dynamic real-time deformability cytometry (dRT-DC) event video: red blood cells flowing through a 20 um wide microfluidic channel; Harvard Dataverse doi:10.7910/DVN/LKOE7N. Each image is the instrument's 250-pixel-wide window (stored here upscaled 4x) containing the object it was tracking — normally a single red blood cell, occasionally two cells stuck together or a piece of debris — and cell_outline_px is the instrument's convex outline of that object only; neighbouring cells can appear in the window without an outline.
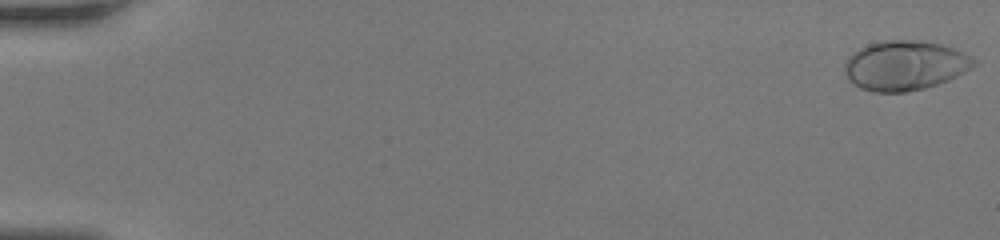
{"species": "human", "species_latin": "Homo sapiens", "temperature_condition": "room temperature", "stored_images_in_passage": 48, "camera_frame_rate_fps": 3000, "um_per_image_px": 0.085, "donor": {"sex": "female"}, "frame": {"image": 1, "passage_image": 1, "time_ms": 0.0, "image_size_px": [1000, 240], "cell_outline_px": [[980, 64], [948, 80], [924, 88], [904, 92], [872, 92], [860, 88], [848, 80], [844, 72], [844, 64], [848, 56], [852, 52], [868, 44], [884, 40], [920, 40], [940, 44], [964, 52], [980, 60]], "centroid_in_image_um": [76.93, 5.56], "position_along_channel_um": 8.1, "area_um2": 37.8}}
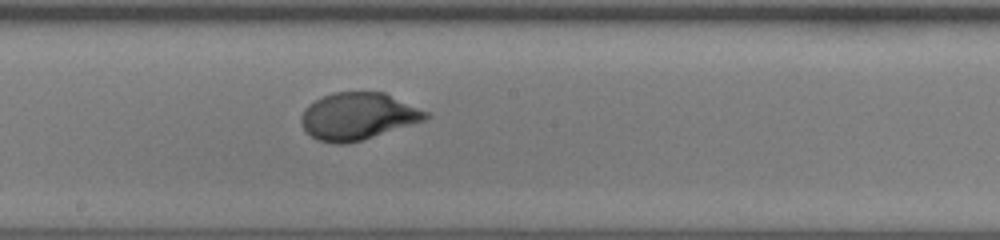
{"frame": {"image": 2, "passage_image": 28, "time_ms": 9.0, "image_size_px": [1000, 240], "cell_outline_px": [[432, 116], [428, 120], [348, 144], [336, 144], [316, 140], [304, 132], [300, 120], [300, 116], [304, 108], [308, 104], [332, 92], [384, 92], [432, 112]], "centroid_in_image_um": [30.46, 9.89], "position_along_channel_um": 217.7, "area_um2": 34.91}}
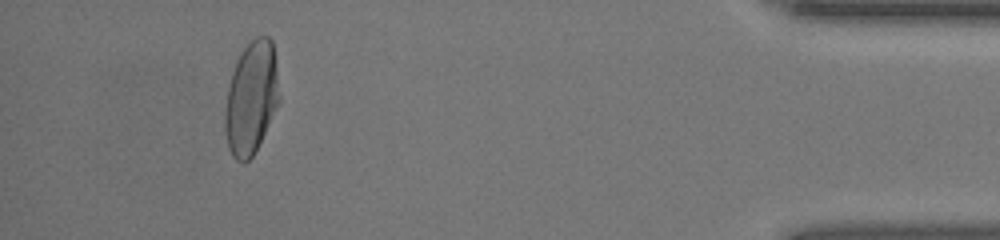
{"frame": {"image": 3, "passage_image": 45, "time_ms": 14.667, "image_size_px": [1000, 240], "cell_outline_px": [[280, 100], [252, 156], [244, 164], [236, 160], [232, 156], [228, 148], [224, 132], [224, 112], [228, 84], [236, 60], [240, 52], [256, 36], [268, 36], [272, 40], [280, 96]], "centroid_in_image_um": [21.32, 8.32], "position_along_channel_um": 413.9, "area_um2": 35.66}}